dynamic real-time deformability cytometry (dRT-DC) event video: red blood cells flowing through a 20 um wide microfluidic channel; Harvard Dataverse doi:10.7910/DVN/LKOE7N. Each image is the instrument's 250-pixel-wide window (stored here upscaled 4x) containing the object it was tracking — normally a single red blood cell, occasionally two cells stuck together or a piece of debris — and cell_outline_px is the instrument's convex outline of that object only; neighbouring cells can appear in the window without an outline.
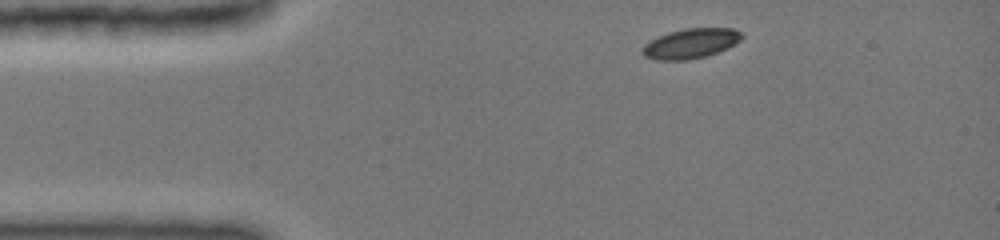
{"species": "common noctule bat (a hibernating species)", "species_latin": "Nyctalus noctula", "temperature_condition": "cold", "stored_images_in_passage": 10, "camera_frame_rate_fps": 3000, "um_per_image_px": 0.085, "animal": {"sex": "female", "body_mass_g": 19.0, "forearm_length_mm": 51.5}, "frame": {"image": 1, "passage_image": 1, "time_ms": 0.0, "image_size_px": [1000, 240], "cell_outline_px": [[744, 36], [740, 40], [716, 52], [704, 56], [684, 60], [660, 60], [644, 56], [644, 44], [668, 32], [688, 28], [732, 28], [740, 32]], "centroid_in_image_um": [58.71, 3.68], "position_along_channel_um": 26.3, "area_um2": 16.7}}
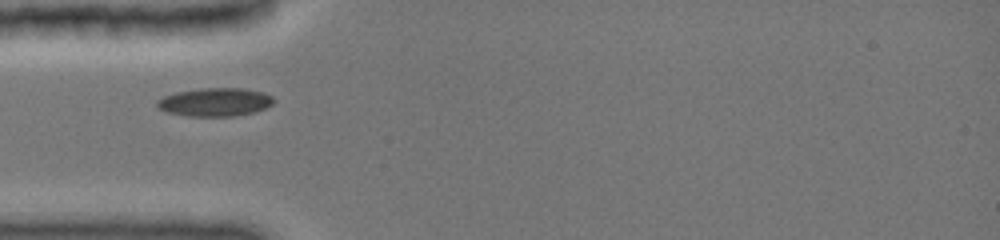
{"frame": {"image": 2, "passage_image": 6, "time_ms": 2.333, "image_size_px": [1000, 240], "cell_outline_px": [[276, 100], [272, 104], [264, 108], [252, 112], [232, 116], [188, 116], [168, 112], [160, 108], [156, 104], [156, 100], [164, 96], [176, 92], [200, 88], [240, 88], [260, 92], [272, 96]], "centroid_in_image_um": [18.25, 8.67], "position_along_channel_um": 66.7, "area_um2": 19.02}}
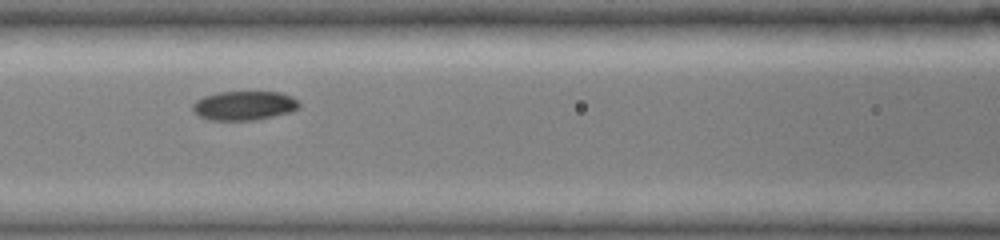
{"frame": {"image": 3, "passage_image": 9, "time_ms": 4.333, "image_size_px": [1000, 240], "cell_outline_px": [[300, 108], [288, 112], [272, 116], [252, 120], [212, 120], [200, 116], [192, 108], [192, 104], [196, 100], [204, 96], [220, 92], [280, 92], [292, 96], [300, 104]], "centroid_in_image_um": [20.76, 8.96], "position_along_channel_um": 145.8, "area_um2": 17.86}}